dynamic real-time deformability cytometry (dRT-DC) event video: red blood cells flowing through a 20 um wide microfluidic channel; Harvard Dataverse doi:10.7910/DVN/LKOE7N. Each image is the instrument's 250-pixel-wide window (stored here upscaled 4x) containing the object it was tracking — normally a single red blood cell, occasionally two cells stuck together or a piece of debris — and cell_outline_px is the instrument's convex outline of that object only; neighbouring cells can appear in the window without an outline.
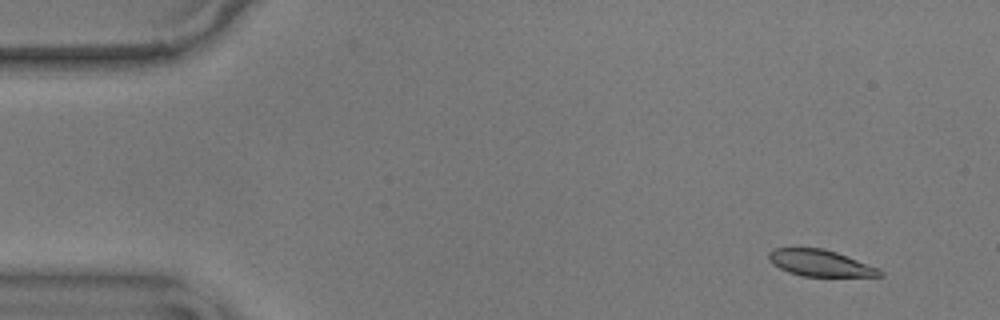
{"species": "common noctule bat (a hibernating species)", "species_latin": "Nyctalus noctula", "temperature_condition": "warm", "stored_images_in_passage": 54, "segment_of_instrument_passage": [1, 2], "camera_frame_rate_fps": 3000, "um_per_image_px": 0.085, "animal": {"sex": "male", "body_mass_g": 17.9}, "frame": {"image": 1, "passage_image": 1, "time_ms": 0.0, "image_size_px": [1000, 320], "cell_outline_px": [[884, 276], [804, 276], [788, 272], [772, 264], [768, 260], [768, 252], [772, 248], [820, 248], [836, 252], [876, 268], [884, 272]], "centroid_in_image_um": [69.65, 22.36], "position_along_channel_um": 15.4, "area_um2": 16.88}}
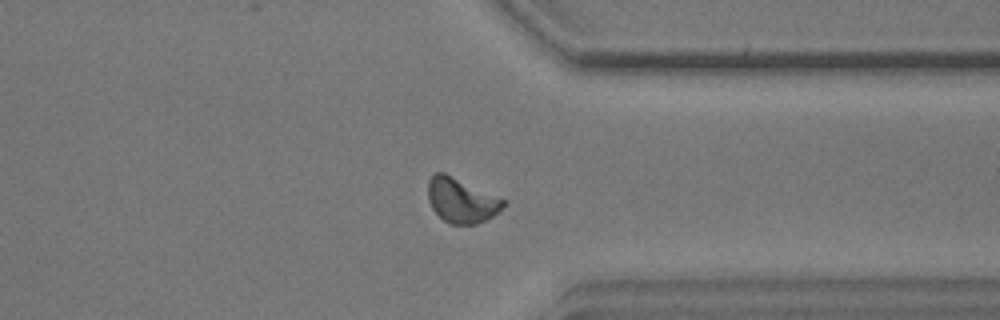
{"frame": {"image": 2, "passage_image": 40, "time_ms": 13.0, "image_size_px": [1000, 320], "cell_outline_px": [[504, 204], [492, 216], [476, 224], [452, 224], [444, 220], [432, 208], [428, 200], [428, 180], [436, 172], [444, 172], [504, 200]], "centroid_in_image_um": [39.15, 17.02], "position_along_channel_um": 372.2, "area_um2": 19.02}}
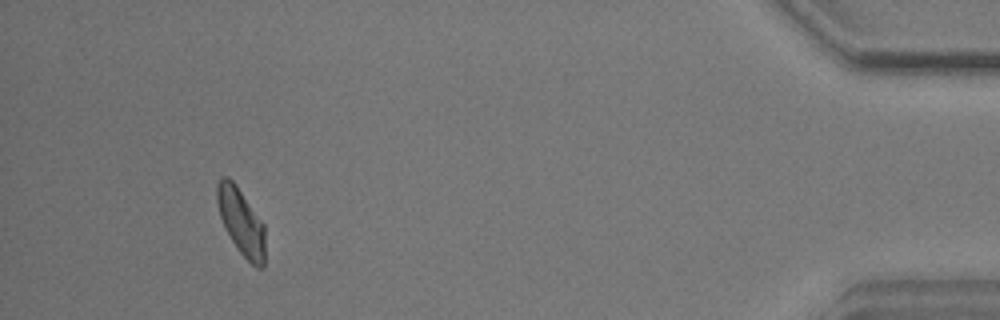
{"frame": {"image": 3, "passage_image": 49, "time_ms": 16.0, "image_size_px": [1000, 320], "cell_outline_px": [[264, 268], [256, 268], [236, 248], [220, 216], [216, 200], [216, 184], [220, 176], [228, 176], [236, 184], [264, 224]], "centroid_in_image_um": [20.48, 18.81], "position_along_channel_um": 414.7, "area_um2": 18.55}}